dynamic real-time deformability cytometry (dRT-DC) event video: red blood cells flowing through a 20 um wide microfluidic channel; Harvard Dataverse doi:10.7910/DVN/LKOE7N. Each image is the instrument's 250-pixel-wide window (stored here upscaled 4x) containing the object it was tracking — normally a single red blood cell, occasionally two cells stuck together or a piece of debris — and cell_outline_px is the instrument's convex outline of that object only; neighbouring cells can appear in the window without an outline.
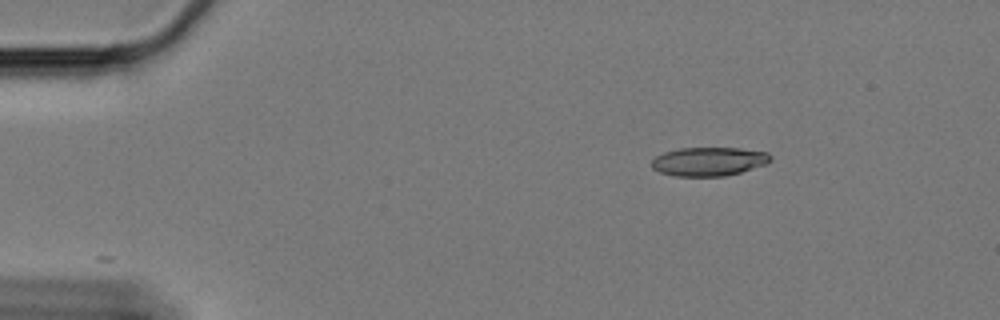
{"species": "Egyptian fruit bat (a non-hibernating species)", "species_latin": "Rousettus aegyptiacus", "temperature_condition": "cold", "stored_images_in_passage": 28, "camera_frame_rate_fps": 3000, "um_per_image_px": 0.085, "animal": {"sex": "female"}, "frame": {"image": 1, "passage_image": 1, "time_ms": 0.0, "image_size_px": [1000, 320], "cell_outline_px": [[772, 160], [764, 164], [740, 172], [724, 176], [676, 176], [660, 172], [652, 168], [652, 160], [656, 156], [664, 152], [680, 148], [740, 148], [768, 152], [772, 156]], "centroid_in_image_um": [60.25, 13.72], "position_along_channel_um": 24.7, "area_um2": 19.83}}
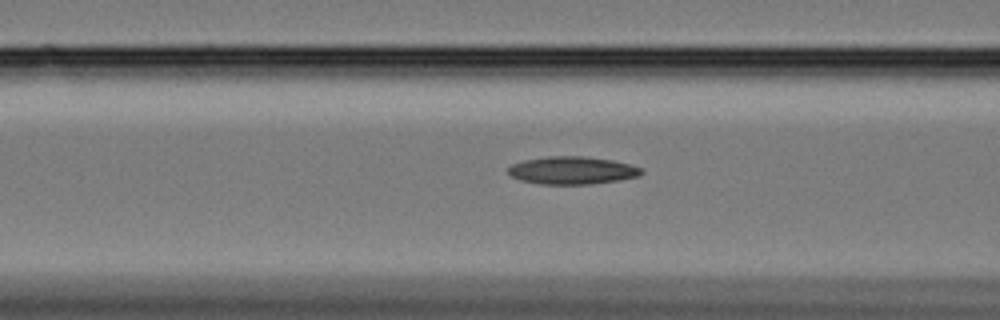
{"frame": {"image": 2, "passage_image": 16, "time_ms": 5.0, "image_size_px": [1000, 320], "cell_outline_px": [[644, 172], [640, 176], [592, 184], [540, 184], [520, 180], [512, 176], [508, 172], [508, 168], [512, 164], [524, 160], [548, 156], [580, 156], [612, 160], [644, 168]], "centroid_in_image_um": [48.65, 14.48], "position_along_channel_um": 118.0, "area_um2": 21.44}}
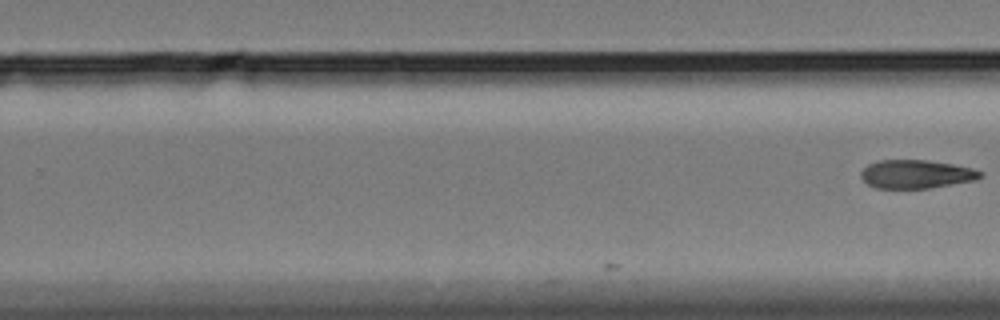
{"frame": {"image": 3, "passage_image": 28, "time_ms": 9.0, "image_size_px": [1000, 320], "cell_outline_px": [[984, 176], [976, 180], [928, 188], [876, 188], [868, 184], [860, 176], [860, 172], [868, 164], [880, 160], [928, 160], [952, 164], [972, 168], [984, 172]], "centroid_in_image_um": [77.9, 14.8], "position_along_channel_um": 251.9, "area_um2": 19.83}}